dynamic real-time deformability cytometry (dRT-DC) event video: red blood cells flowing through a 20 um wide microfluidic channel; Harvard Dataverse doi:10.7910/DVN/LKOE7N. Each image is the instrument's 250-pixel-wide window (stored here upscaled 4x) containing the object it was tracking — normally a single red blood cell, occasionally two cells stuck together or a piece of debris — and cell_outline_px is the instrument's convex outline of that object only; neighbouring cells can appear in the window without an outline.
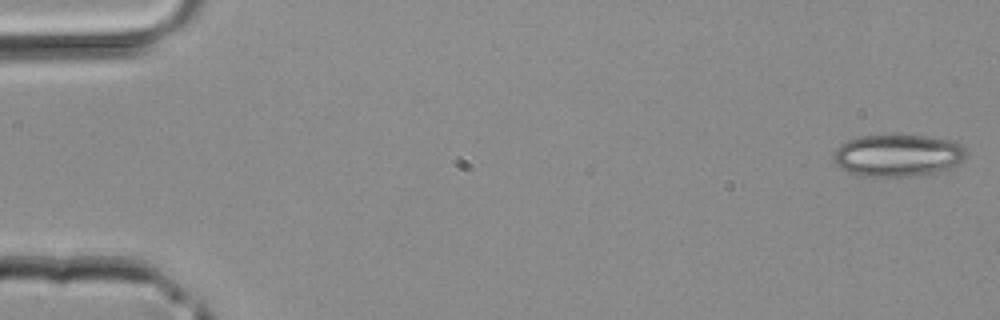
{"species": "common noctule bat (a hibernating species)", "species_latin": "Nyctalus noctula", "temperature_condition": "room temperature", "stored_images_in_passage": 14, "camera_frame_rate_fps": 3000, "um_per_image_px": 0.085, "animal": {"sex": "male", "body_mass_g": 20.4}, "frame": {"image": 1, "passage_image": 1, "time_ms": 0.0, "image_size_px": [1000, 320], "cell_outline_px": [[968, 152], [956, 164], [948, 168], [936, 172], [908, 176], [864, 176], [848, 172], [840, 168], [832, 160], [832, 156], [836, 148], [840, 144], [848, 140], [860, 136], [928, 136], [952, 140], [960, 144]], "centroid_in_image_um": [76.27, 13.21], "position_along_channel_um": 8.7, "area_um2": 32.31}}